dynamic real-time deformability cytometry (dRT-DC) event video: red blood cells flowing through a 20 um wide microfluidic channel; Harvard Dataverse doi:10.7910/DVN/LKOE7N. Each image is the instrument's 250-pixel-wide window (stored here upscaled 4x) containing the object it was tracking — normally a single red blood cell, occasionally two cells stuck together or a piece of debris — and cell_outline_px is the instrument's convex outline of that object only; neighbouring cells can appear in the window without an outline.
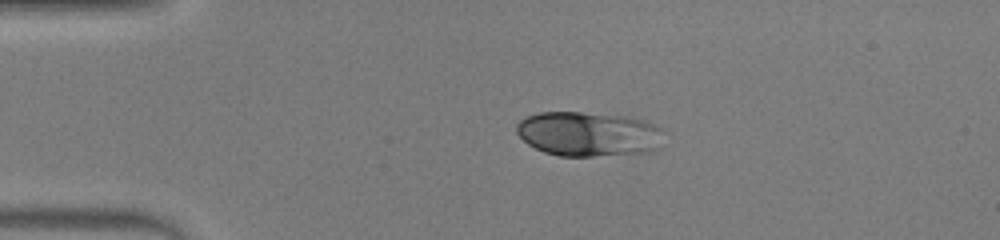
{"species": "human", "species_latin": "Homo sapiens", "temperature_condition": "warm", "stored_images_in_passage": 38, "camera_frame_rate_fps": 3000, "um_per_image_px": 0.085, "donor": {"sex": "male"}, "frame": {"image": 1, "passage_image": 1, "time_ms": 0.0, "image_size_px": [1000, 240], "cell_outline_px": [[664, 132], [660, 148], [652, 152], [592, 156], [560, 156], [544, 152], [528, 144], [516, 132], [516, 124], [524, 116], [540, 112], [580, 112], [632, 116], [656, 124]], "centroid_in_image_um": [50.06, 11.38], "position_along_channel_um": 34.9, "area_um2": 38.9}}
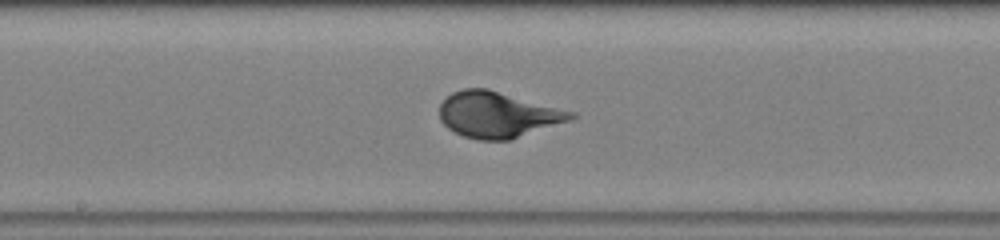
{"frame": {"image": 2, "passage_image": 16, "time_ms": 5.0, "image_size_px": [1000, 240], "cell_outline_px": [[576, 116], [572, 120], [512, 140], [476, 140], [464, 136], [448, 128], [440, 120], [440, 104], [452, 92], [464, 88], [488, 88], [576, 112]], "centroid_in_image_um": [42.34, 9.75], "position_along_channel_um": 205.9, "area_um2": 35.43}}
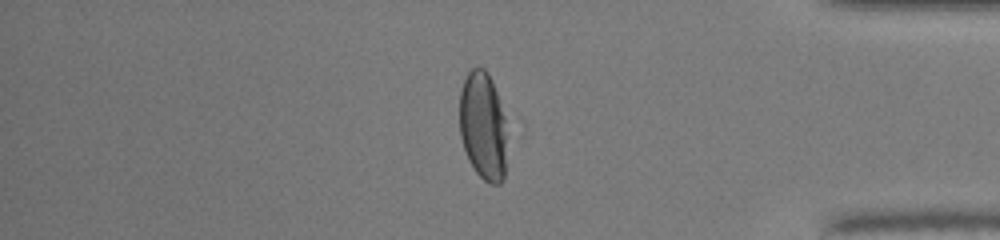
{"frame": {"image": 3, "passage_image": 31, "time_ms": 10.0, "image_size_px": [1000, 240], "cell_outline_px": [[504, 180], [500, 184], [488, 184], [476, 172], [468, 160], [460, 136], [460, 92], [464, 80], [468, 72], [472, 68], [484, 68], [488, 72], [492, 80], [504, 116]], "centroid_in_image_um": [41.02, 10.71], "position_along_channel_um": 394.2, "area_um2": 29.48}}